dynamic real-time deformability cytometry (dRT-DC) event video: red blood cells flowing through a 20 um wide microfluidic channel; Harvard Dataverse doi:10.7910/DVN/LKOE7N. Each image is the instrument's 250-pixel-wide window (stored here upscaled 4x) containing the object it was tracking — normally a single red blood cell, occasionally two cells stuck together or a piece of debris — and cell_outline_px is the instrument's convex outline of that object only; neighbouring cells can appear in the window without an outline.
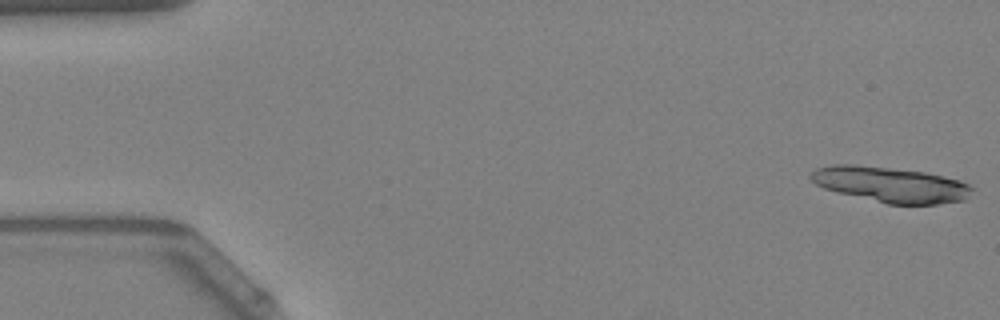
{"species": "Egyptian fruit bat (a non-hibernating species)", "species_latin": "Rousettus aegyptiacus", "temperature_condition": "warm", "stored_images_in_passage": 21, "camera_frame_rate_fps": 3000, "um_per_image_px": 0.085, "animal": {"sex": "female"}, "frame": {"image": 1, "passage_image": 1, "time_ms": 0.0, "image_size_px": [1000, 320], "cell_outline_px": [[972, 188], [964, 200], [936, 204], [888, 204], [824, 188], [816, 184], [808, 176], [816, 168], [832, 164], [856, 164], [924, 172], [960, 180], [968, 184]], "centroid_in_image_um": [75.67, 15.67], "position_along_channel_um": 9.3, "area_um2": 32.83}}
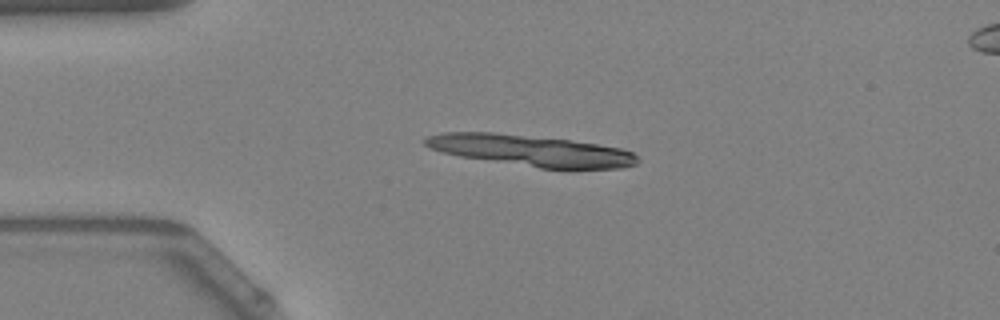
{"frame": {"image": 2, "passage_image": 12, "time_ms": 3.667, "image_size_px": [1000, 320], "cell_outline_px": [[640, 160], [636, 164], [620, 168], [540, 168], [460, 156], [444, 152], [432, 148], [424, 144], [424, 140], [428, 136], [444, 132], [496, 132], [568, 140], [596, 144], [620, 148], [632, 152]], "centroid_in_image_um": [45.13, 12.79], "position_along_channel_um": 39.9, "area_um2": 37.97}}